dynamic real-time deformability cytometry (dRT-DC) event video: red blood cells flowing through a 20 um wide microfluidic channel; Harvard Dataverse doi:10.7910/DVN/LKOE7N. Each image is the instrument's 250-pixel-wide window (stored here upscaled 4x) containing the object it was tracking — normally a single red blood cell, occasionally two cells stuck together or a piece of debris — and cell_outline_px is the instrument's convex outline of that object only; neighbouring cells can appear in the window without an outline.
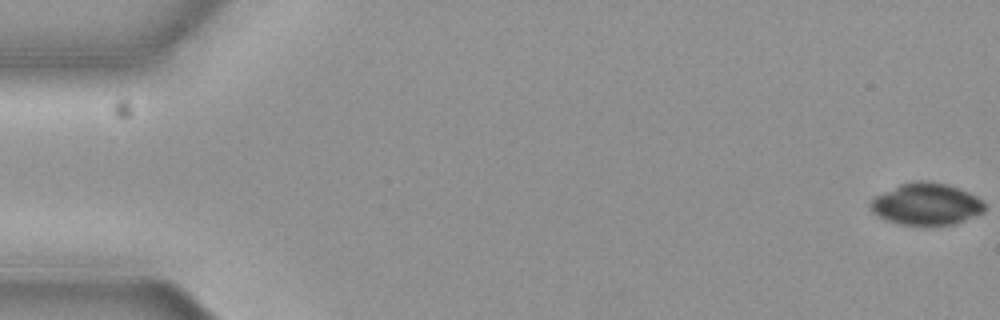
{"species": "common noctule bat (a hibernating species)", "species_latin": "Nyctalus noctula", "temperature_condition": "cold", "stored_images_in_passage": 57, "camera_frame_rate_fps": 3000, "um_per_image_px": 0.085, "animal": {"sex": "female", "body_mass_g": 19.3, "forearm_length_mm": 54.1}, "frame": {"image": 1, "passage_image": 1, "time_ms": 0.0, "image_size_px": [1000, 320], "cell_outline_px": [[984, 212], [964, 220], [952, 224], [900, 224], [888, 220], [872, 212], [868, 204], [876, 196], [900, 184], [912, 180], [928, 180], [944, 184], [968, 192], [976, 196], [984, 204]], "centroid_in_image_um": [78.71, 17.33], "position_along_channel_um": 6.3, "area_um2": 27.34}}
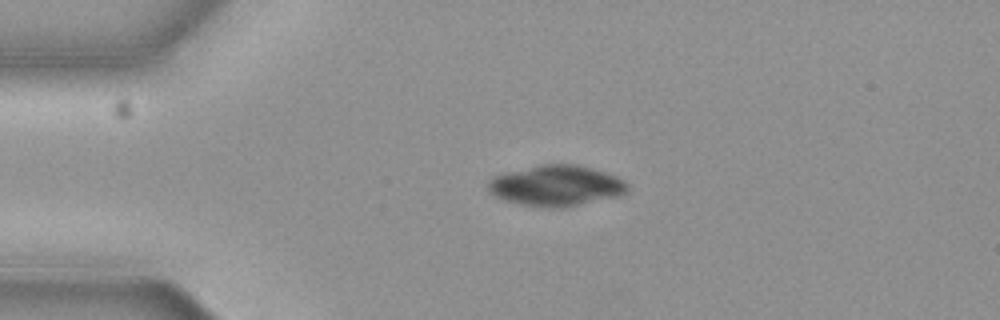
{"frame": {"image": 2, "passage_image": 14, "time_ms": 4.333, "image_size_px": [1000, 320], "cell_outline_px": [[628, 192], [620, 196], [560, 208], [524, 204], [504, 200], [488, 192], [488, 180], [492, 176], [504, 172], [540, 164], [576, 164], [592, 168], [616, 176], [624, 180], [628, 184]], "centroid_in_image_um": [47.27, 15.76], "position_along_channel_um": 37.7, "area_um2": 33.06}}
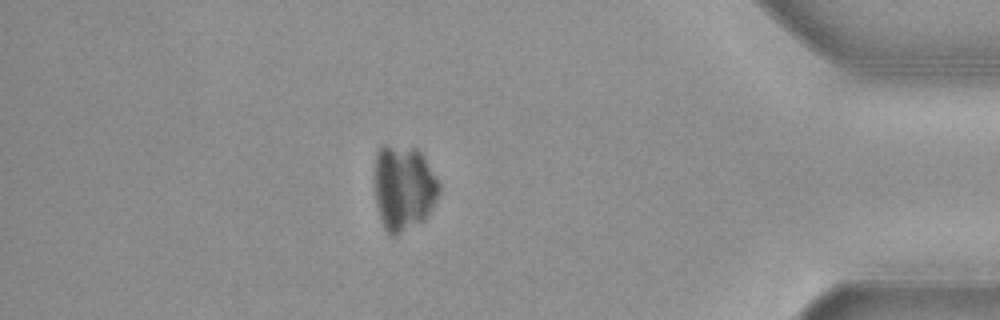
{"frame": {"image": 3, "passage_image": 50, "time_ms": 16.333, "image_size_px": [1000, 320], "cell_outline_px": [[440, 192], [436, 200], [424, 220], [396, 236], [392, 236], [384, 228], [380, 220], [376, 200], [376, 152], [384, 144], [416, 148], [424, 156], [440, 184]], "centroid_in_image_um": [34.32, 15.96], "position_along_channel_um": 400.9, "area_um2": 32.02}}